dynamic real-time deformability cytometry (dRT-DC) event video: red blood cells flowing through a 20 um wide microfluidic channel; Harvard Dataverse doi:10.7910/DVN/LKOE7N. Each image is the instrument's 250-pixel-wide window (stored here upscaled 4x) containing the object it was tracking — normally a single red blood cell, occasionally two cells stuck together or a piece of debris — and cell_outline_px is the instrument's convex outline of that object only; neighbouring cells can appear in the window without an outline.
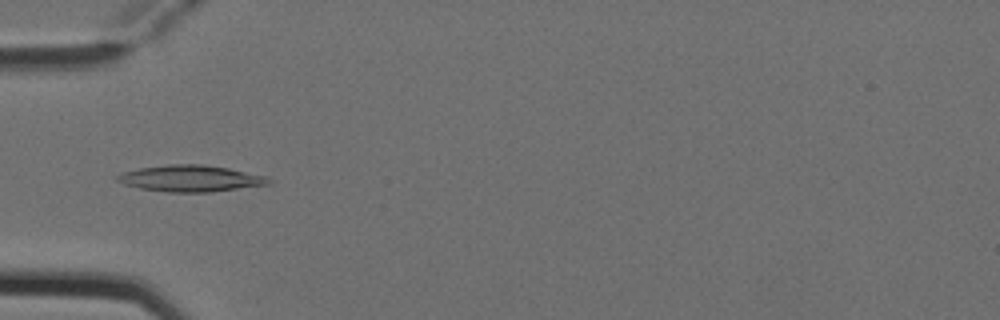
{"species": "Egyptian fruit bat (a non-hibernating species)", "species_latin": "Rousettus aegyptiacus", "temperature_condition": "cold", "stored_images_in_passage": 4, "camera_frame_rate_fps": 3000, "um_per_image_px": 0.085, "animal": {"sex": "female"}, "frame": {"image": 1, "passage_image": 4, "time_ms": 1.0, "image_size_px": [1000, 320], "cell_outline_px": [[272, 180], [268, 184], [208, 192], [168, 192], [140, 188], [124, 184], [116, 180], [116, 176], [124, 172], [140, 168], [168, 164], [204, 164], [228, 168], [268, 176]], "centroid_in_image_um": [16.2, 15.16], "position_along_channel_um": 68.8, "area_um2": 23.12}}